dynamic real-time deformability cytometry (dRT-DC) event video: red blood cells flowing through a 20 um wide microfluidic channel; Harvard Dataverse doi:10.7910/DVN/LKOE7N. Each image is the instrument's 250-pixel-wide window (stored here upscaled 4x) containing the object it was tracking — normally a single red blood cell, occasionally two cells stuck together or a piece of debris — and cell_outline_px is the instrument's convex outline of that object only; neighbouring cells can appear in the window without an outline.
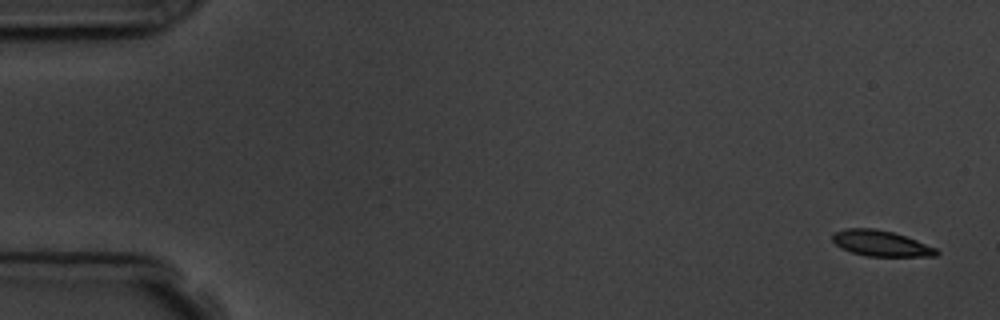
{"species": "common noctule bat (a hibernating species)", "species_latin": "Nyctalus noctula", "temperature_condition": "room temperature", "stored_images_in_passage": 5, "camera_frame_rate_fps": 3000, "um_per_image_px": 0.085, "animal": {"sex": "male", "body_mass_g": 19.5, "forearm_length_mm": 54.6}, "frame": {"image": 1, "passage_image": 1, "time_ms": 0.0, "image_size_px": [1000, 320], "cell_outline_px": [[940, 252], [936, 256], [864, 256], [840, 248], [832, 240], [832, 236], [836, 232], [848, 228], [876, 228], [892, 232], [916, 240], [936, 248]], "centroid_in_image_um": [74.87, 20.69], "position_along_channel_um": 10.1, "area_um2": 15.49}}
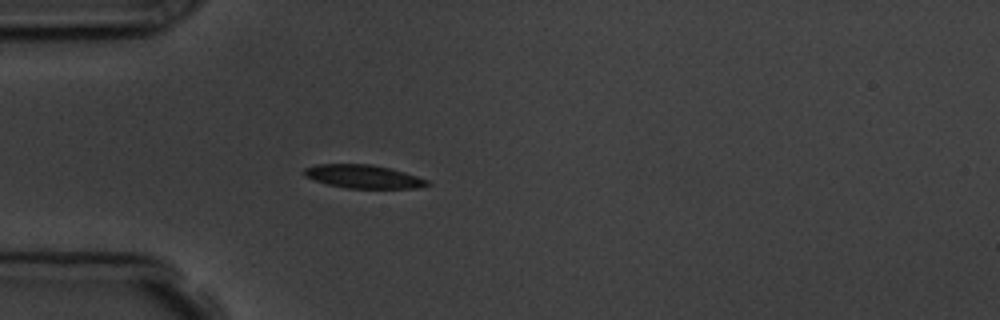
{"frame": {"image": 2, "passage_image": 5, "time_ms": 4.667, "image_size_px": [1000, 320], "cell_outline_px": [[432, 184], [416, 188], [348, 188], [328, 184], [304, 176], [304, 168], [316, 164], [372, 164], [404, 172], [428, 180]], "centroid_in_image_um": [30.89, 15.0], "position_along_channel_um": 54.1, "area_um2": 16.59}}